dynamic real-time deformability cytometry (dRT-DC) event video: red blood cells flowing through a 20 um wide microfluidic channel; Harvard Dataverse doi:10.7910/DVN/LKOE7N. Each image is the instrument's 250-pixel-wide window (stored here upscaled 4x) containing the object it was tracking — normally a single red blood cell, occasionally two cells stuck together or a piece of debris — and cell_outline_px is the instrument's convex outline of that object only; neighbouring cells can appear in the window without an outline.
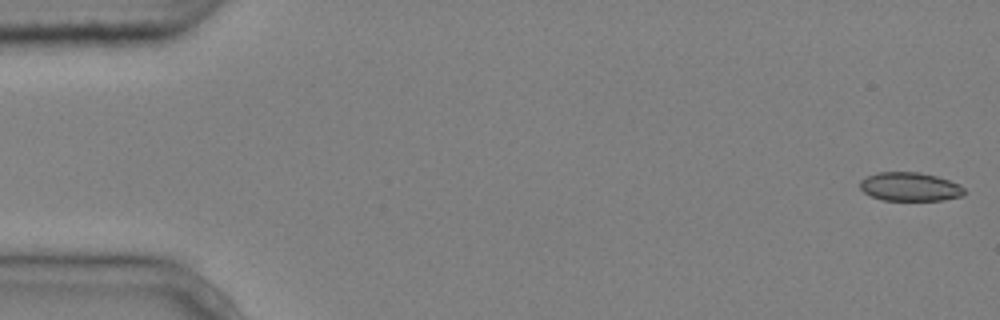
{"species": "common noctule bat (a hibernating species)", "species_latin": "Nyctalus noctula", "temperature_condition": "cold", "stored_images_in_passage": 6, "segment_of_instrument_passage": [2, 2], "camera_frame_rate_fps": 3000, "um_per_image_px": 0.085, "animal": {"sex": "male", "body_mass_g": 20.4}, "frame": {"image": 1, "passage_image": 6, "time_ms": 1.667, "image_size_px": [1000, 320], "cell_outline_px": [[964, 196], [944, 200], [884, 200], [872, 196], [864, 192], [860, 188], [860, 180], [868, 176], [880, 172], [920, 172], [936, 176], [960, 184], [964, 188]], "centroid_in_image_um": [77.37, 15.87], "position_along_channel_um": 7.6, "area_um2": 17.4}}